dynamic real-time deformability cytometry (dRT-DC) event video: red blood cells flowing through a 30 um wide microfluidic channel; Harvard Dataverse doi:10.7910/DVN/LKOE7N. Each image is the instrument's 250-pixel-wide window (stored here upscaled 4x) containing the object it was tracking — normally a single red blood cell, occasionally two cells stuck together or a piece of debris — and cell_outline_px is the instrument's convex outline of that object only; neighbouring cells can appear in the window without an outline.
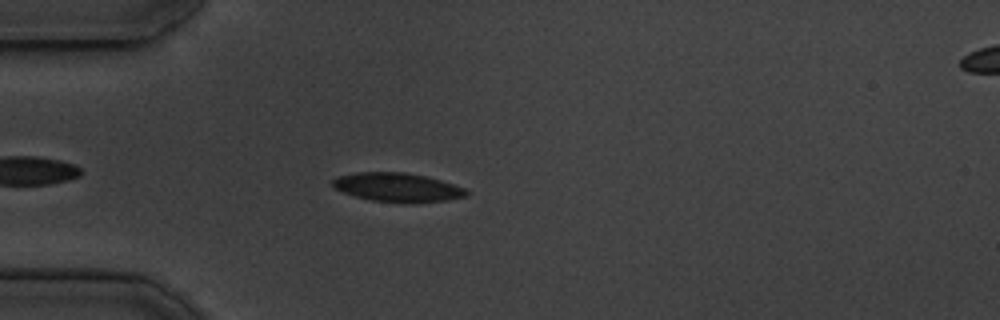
{"species": "common noctule bat (a hibernating species)", "species_latin": "Nyctalus noctula", "temperature_condition": "cold", "stored_images_in_passage": 38, "camera_frame_rate_fps": 3000, "um_per_image_px": 0.085, "animal": {"sex": "male", "body_mass_g": 19.5, "forearm_length_mm": 54.6}, "frame": {"image": 1, "passage_image": 1, "time_ms": 0.0, "image_size_px": [1000, 320], "cell_outline_px": [[468, 196], [448, 200], [372, 200], [356, 196], [344, 192], [336, 188], [332, 184], [332, 180], [336, 176], [356, 172], [404, 172], [428, 176], [464, 188], [468, 192]], "centroid_in_image_um": [33.75, 15.87], "position_along_channel_um": 51.2, "area_um2": 21.56}}
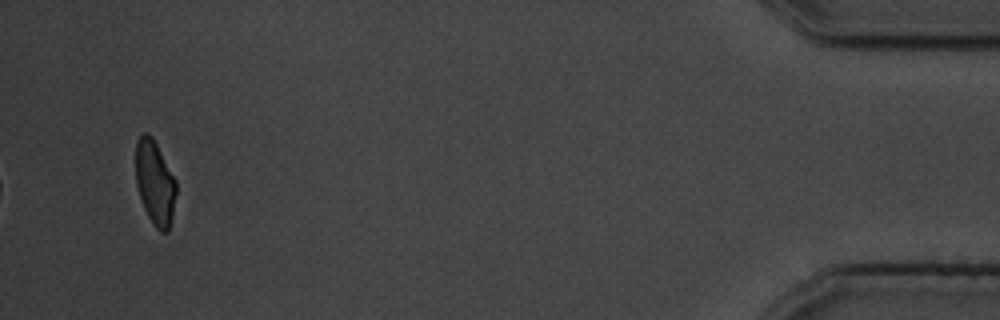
{"frame": {"image": 2, "passage_image": 38, "time_ms": 12.333, "image_size_px": [1000, 320], "cell_outline_px": [[176, 192], [172, 216], [168, 232], [160, 232], [156, 228], [148, 216], [144, 208], [136, 184], [136, 140], [144, 132], [152, 136], [176, 180]], "centroid_in_image_um": [13.17, 15.53], "position_along_channel_um": 422.0, "area_um2": 19.71}, "authors_computed_cell_mechanics": {"area_um2": 21.5883, "velocity_mm_per_s": 3.7175, "shape_relaxation_time_tau1_ms": 3.6696, "shape_relaxation_time_tau2_ms": 1.5004, "deformation_change_tau1": 0.1346, "deformation_change_tau2": 0.0641}}